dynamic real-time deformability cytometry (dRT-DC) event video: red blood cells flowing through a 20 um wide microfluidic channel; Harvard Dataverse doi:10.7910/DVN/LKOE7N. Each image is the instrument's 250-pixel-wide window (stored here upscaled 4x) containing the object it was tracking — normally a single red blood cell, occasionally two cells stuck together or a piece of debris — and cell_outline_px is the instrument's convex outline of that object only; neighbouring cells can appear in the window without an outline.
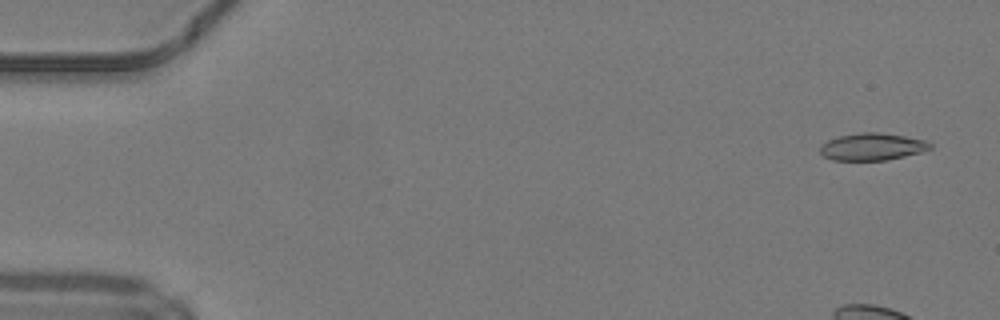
{"species": "common noctule bat (a hibernating species)", "species_latin": "Nyctalus noctula", "temperature_condition": "warm", "stored_images_in_passage": 49, "camera_frame_rate_fps": 3000, "um_per_image_px": 0.085, "animal": {"sex": "male", "body_mass_g": 19.2, "forearm_length_mm": 51.8}, "frame": {"image": 1, "passage_image": 1, "time_ms": 0.0, "image_size_px": [1000, 320], "cell_outline_px": [[932, 148], [920, 152], [888, 160], [832, 160], [824, 156], [820, 152], [820, 144], [828, 140], [840, 136], [860, 132], [880, 132], [904, 136], [924, 140], [932, 144]], "centroid_in_image_um": [74.12, 12.47], "position_along_channel_um": 10.9, "area_um2": 17.4}, "authors_computed_cell_mechanics": {"area_um2": 17.9758, "velocity_mm_per_s": 4.1892, "shape_relaxation_time_tau1_ms": 2.7109, "shape_relaxation_time_tau2_ms": null, "deformation_change_tau1": 0.052, "deformation_change_tau2": null}}